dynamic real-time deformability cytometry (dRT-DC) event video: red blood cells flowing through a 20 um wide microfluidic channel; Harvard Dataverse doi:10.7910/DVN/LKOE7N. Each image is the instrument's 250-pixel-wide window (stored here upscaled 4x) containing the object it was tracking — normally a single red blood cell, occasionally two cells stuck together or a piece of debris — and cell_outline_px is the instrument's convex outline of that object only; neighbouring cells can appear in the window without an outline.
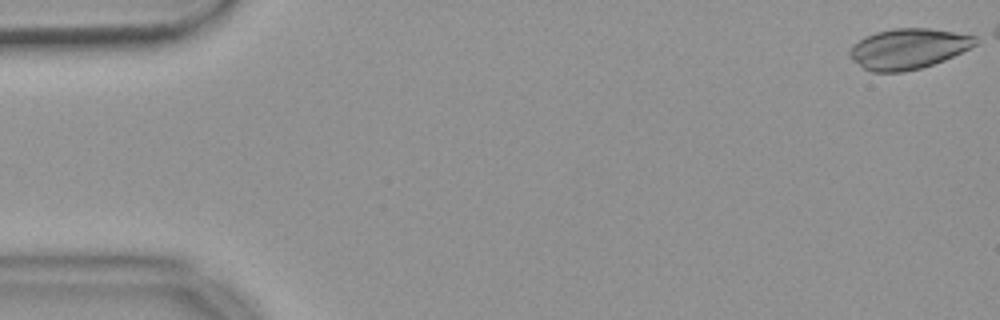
{"species": "common noctule bat (a hibernating species)", "species_latin": "Nyctalus noctula", "temperature_condition": "warm", "stored_images_in_passage": 48, "camera_frame_rate_fps": 3000, "um_per_image_px": 0.085, "animal": {"sex": "female", "body_mass_g": 18.4}, "frame": {"image": 1, "passage_image": 1, "time_ms": 0.0, "image_size_px": [1000, 320], "cell_outline_px": [[976, 44], [944, 60], [920, 68], [904, 72], [872, 72], [864, 68], [852, 60], [848, 56], [848, 52], [852, 44], [864, 36], [876, 32], [892, 28], [928, 28], [976, 36]], "centroid_in_image_um": [77.12, 4.14], "position_along_channel_um": 7.9, "area_um2": 29.48}}
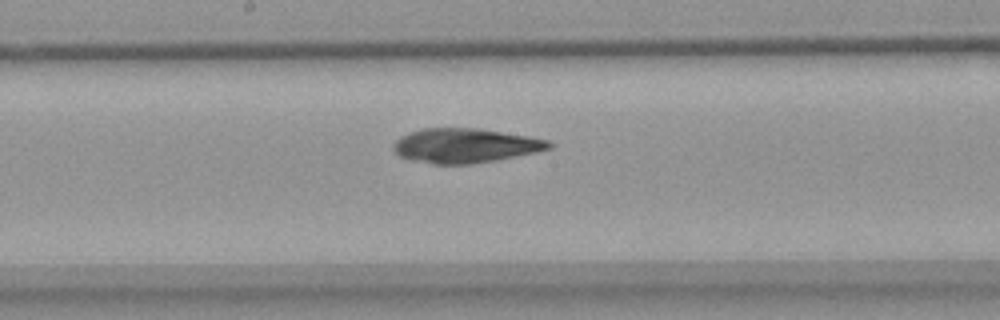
{"frame": {"image": 2, "passage_image": 29, "time_ms": 9.333, "image_size_px": [1000, 320], "cell_outline_px": [[552, 148], [536, 152], [496, 160], [472, 164], [432, 164], [412, 160], [400, 156], [392, 148], [392, 144], [400, 136], [408, 132], [424, 128], [480, 128], [528, 136], [548, 140], [552, 144]], "centroid_in_image_um": [39.52, 12.37], "position_along_channel_um": 208.7, "area_um2": 31.33}}
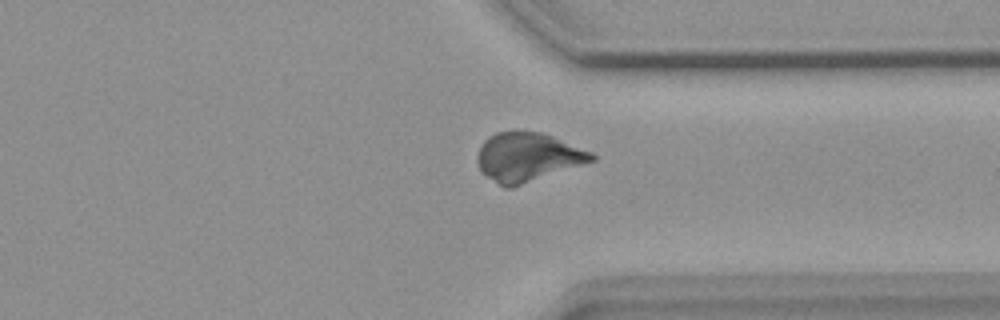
{"frame": {"image": 3, "passage_image": 42, "time_ms": 13.667, "image_size_px": [1000, 320], "cell_outline_px": [[596, 160], [512, 188], [504, 188], [484, 176], [480, 172], [476, 160], [476, 156], [484, 140], [488, 136], [496, 132], [540, 132], [552, 136], [592, 152], [596, 156]], "centroid_in_image_um": [44.81, 13.38], "position_along_channel_um": 366.6, "area_um2": 32.66}}